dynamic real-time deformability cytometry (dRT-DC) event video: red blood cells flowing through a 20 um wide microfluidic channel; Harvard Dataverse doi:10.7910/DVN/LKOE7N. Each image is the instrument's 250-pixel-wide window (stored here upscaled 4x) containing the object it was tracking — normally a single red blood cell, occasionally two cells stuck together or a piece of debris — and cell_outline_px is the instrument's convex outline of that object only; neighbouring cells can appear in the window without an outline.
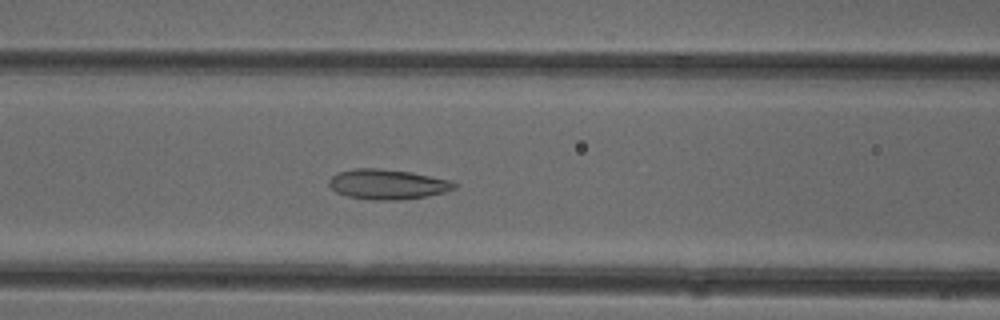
{"species": "common noctule bat (a hibernating species)", "species_latin": "Nyctalus noctula", "temperature_condition": "cold", "stored_images_in_passage": 51, "camera_frame_rate_fps": 3000, "um_per_image_px": 0.085, "animal": {"sex": "female"}, "frame": {"image": 1, "passage_image": 21, "time_ms": 6.667, "image_size_px": [1000, 320], "cell_outline_px": [[456, 188], [444, 192], [428, 196], [396, 200], [376, 200], [348, 196], [336, 192], [328, 184], [328, 180], [332, 176], [340, 172], [352, 168], [376, 168], [412, 172], [448, 180], [456, 184]], "centroid_in_image_um": [32.92, 15.66], "position_along_channel_um": 133.7, "area_um2": 21.73}}
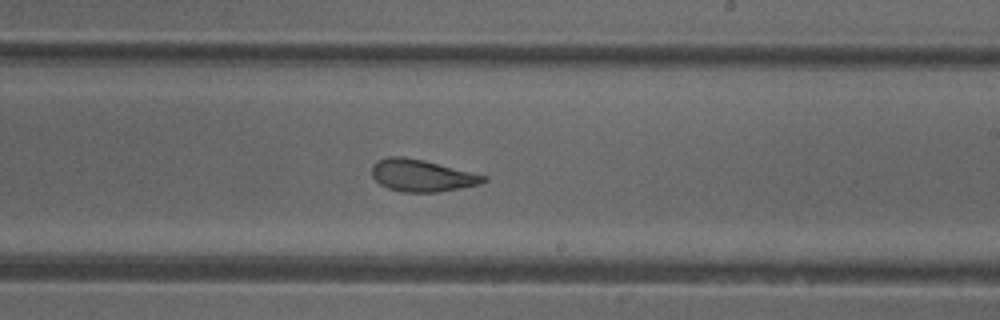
{"frame": {"image": 2, "passage_image": 30, "time_ms": 9.667, "image_size_px": [1000, 320], "cell_outline_px": [[488, 180], [480, 184], [436, 192], [400, 192], [388, 188], [380, 184], [372, 176], [372, 164], [376, 160], [388, 156], [400, 156], [424, 160], [488, 176]], "centroid_in_image_um": [35.83, 14.91], "position_along_channel_um": 253.2, "area_um2": 20.87}}
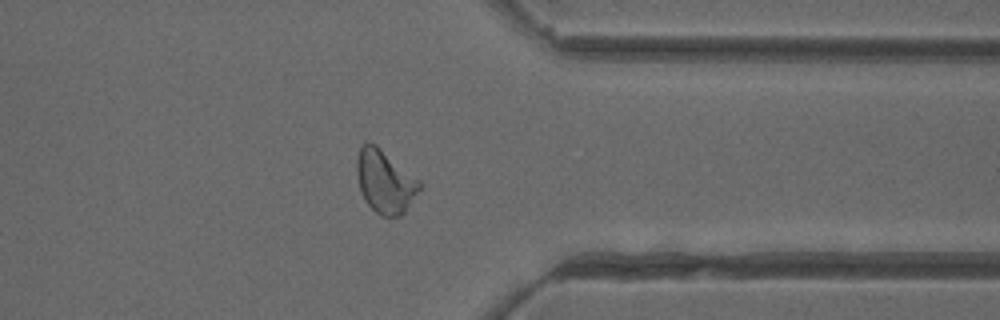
{"frame": {"image": 3, "passage_image": 40, "time_ms": 13.0, "image_size_px": [1000, 320], "cell_outline_px": [[420, 188], [404, 212], [400, 216], [380, 216], [364, 200], [360, 188], [356, 172], [356, 160], [360, 148], [364, 144], [376, 144], [420, 180]], "centroid_in_image_um": [32.71, 15.43], "position_along_channel_um": 378.7, "area_um2": 22.72}, "authors_computed_cell_mechanics": {"area_um2": 22.7154, "velocity_mm_per_s": 3.9863, "shape_relaxation_time_tau1_ms": 5.7819, "shape_relaxation_time_tau2_ms": 2.0583, "deformation_change_tau1": 0.1518, "deformation_change_tau2": 0.0933}}